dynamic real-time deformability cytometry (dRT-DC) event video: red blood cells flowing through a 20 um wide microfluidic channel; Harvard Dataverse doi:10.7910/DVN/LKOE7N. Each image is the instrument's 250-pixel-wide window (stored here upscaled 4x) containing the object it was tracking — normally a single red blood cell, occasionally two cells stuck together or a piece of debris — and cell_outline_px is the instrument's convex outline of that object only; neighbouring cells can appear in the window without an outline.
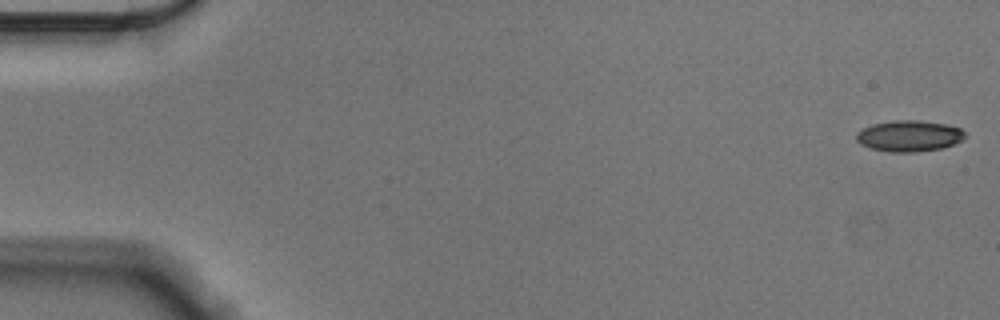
{"species": "Egyptian fruit bat (a non-hibernating species)", "species_latin": "Rousettus aegyptiacus", "temperature_condition": "cold", "stored_images_in_passage": 56, "camera_frame_rate_fps": 3000, "um_per_image_px": 0.085, "animal": {"sex": "male"}, "frame": {"image": 1, "passage_image": 1, "time_ms": 0.0, "image_size_px": [1000, 320], "cell_outline_px": [[964, 136], [960, 140], [944, 148], [916, 152], [888, 152], [872, 148], [860, 144], [856, 140], [856, 132], [872, 124], [892, 120], [920, 120], [948, 124], [960, 128], [964, 132]], "centroid_in_image_um": [77.25, 11.55], "position_along_channel_um": 7.7, "area_um2": 19.77}}
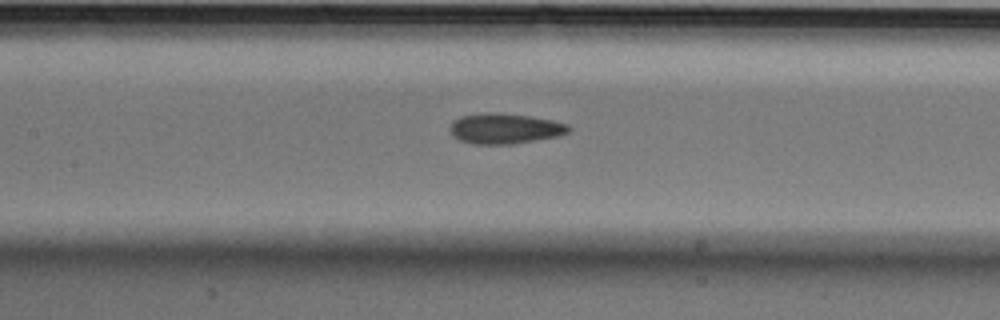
{"frame": {"image": 2, "passage_image": 26, "time_ms": 8.333, "image_size_px": [1000, 320], "cell_outline_px": [[572, 128], [568, 132], [560, 136], [512, 144], [472, 144], [460, 140], [452, 136], [448, 128], [452, 120], [460, 116], [484, 112], [500, 112], [532, 116], [552, 120], [568, 124]], "centroid_in_image_um": [42.89, 10.91], "position_along_channel_um": 164.5, "area_um2": 21.5}}
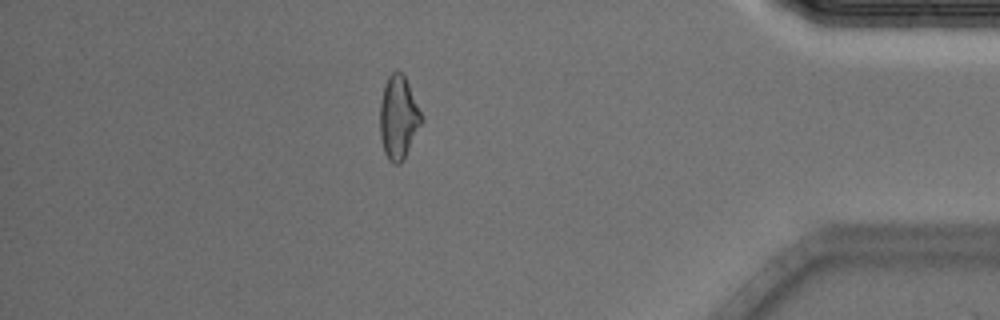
{"frame": {"image": 3, "passage_image": 49, "time_ms": 16.0, "image_size_px": [1000, 320], "cell_outline_px": [[424, 120], [404, 160], [400, 164], [392, 164], [388, 160], [384, 152], [380, 136], [380, 100], [384, 84], [388, 76], [392, 72], [400, 72], [404, 76], [408, 84]], "centroid_in_image_um": [33.86, 10.04], "position_along_channel_um": 401.3, "area_um2": 20.23}, "authors_computed_cell_mechanics": {"area_um2": 20.3745, "velocity_mm_per_s": 3.5679, "shape_relaxation_time_tau1_ms": 6.487, "shape_relaxation_time_tau2_ms": 3.9203, "deformation_change_tau1": 0.1349, "deformation_change_tau2": 0.0983}}